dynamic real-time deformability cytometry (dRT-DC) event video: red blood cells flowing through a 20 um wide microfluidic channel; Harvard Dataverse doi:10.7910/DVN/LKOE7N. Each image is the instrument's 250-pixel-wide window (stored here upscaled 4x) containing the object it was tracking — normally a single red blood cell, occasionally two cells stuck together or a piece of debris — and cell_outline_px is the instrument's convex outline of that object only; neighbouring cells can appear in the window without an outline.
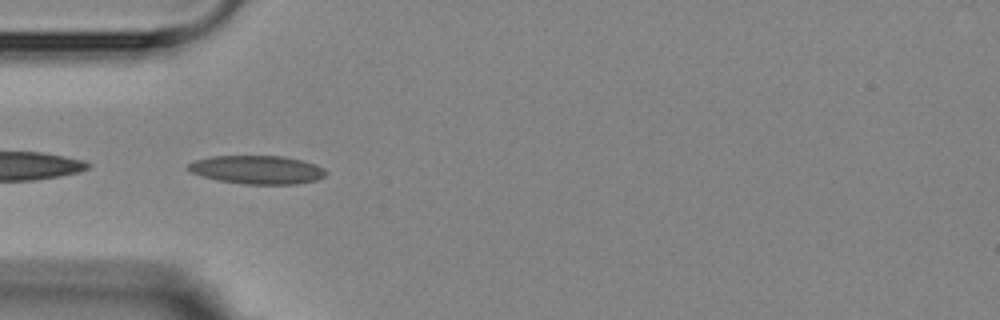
{"species": "Egyptian fruit bat (a non-hibernating species)", "species_latin": "Rousettus aegyptiacus", "temperature_condition": "room temperature", "stored_images_in_passage": 6, "camera_frame_rate_fps": 3000, "um_per_image_px": 0.085, "animal": {"sex": "female"}, "frame": {"image": 1, "passage_image": 5, "time_ms": 4.667, "image_size_px": [1000, 320], "cell_outline_px": [[328, 172], [324, 176], [316, 180], [296, 184], [244, 184], [220, 180], [200, 176], [192, 172], [188, 168], [188, 164], [196, 160], [212, 156], [284, 156], [316, 164], [324, 168]], "centroid_in_image_um": [21.89, 14.43], "position_along_channel_um": 63.1, "area_um2": 22.72}}
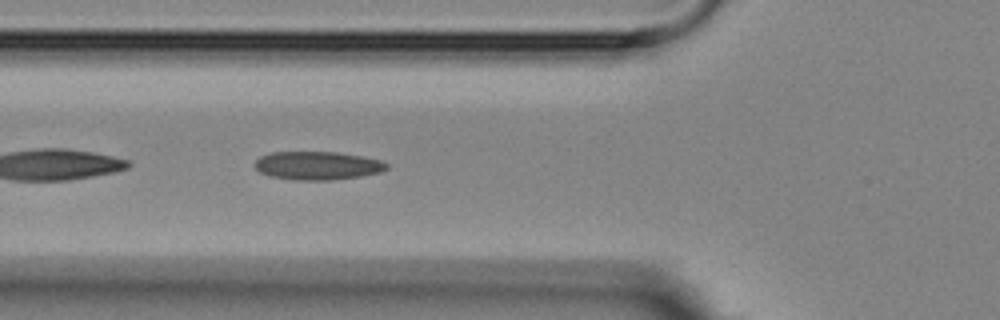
{"frame": {"image": 2, "passage_image": 6, "time_ms": 5.667, "image_size_px": [1000, 320], "cell_outline_px": [[388, 168], [380, 172], [360, 176], [332, 180], [296, 180], [272, 176], [260, 172], [252, 164], [260, 156], [272, 152], [336, 152], [360, 156], [380, 160], [388, 164]], "centroid_in_image_um": [26.97, 14.07], "position_along_channel_um": 98.8, "area_um2": 21.68}}